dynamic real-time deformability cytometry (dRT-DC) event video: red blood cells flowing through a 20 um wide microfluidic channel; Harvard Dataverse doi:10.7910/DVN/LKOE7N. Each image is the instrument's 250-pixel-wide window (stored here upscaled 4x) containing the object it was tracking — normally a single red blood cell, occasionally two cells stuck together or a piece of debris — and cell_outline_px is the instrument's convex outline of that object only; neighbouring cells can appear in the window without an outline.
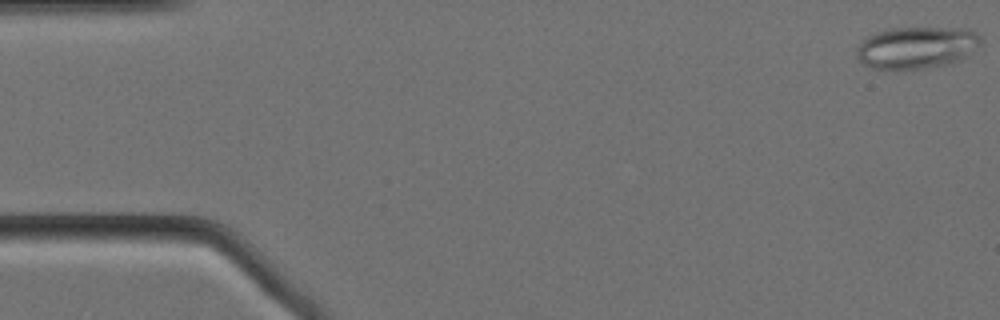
{"species": "Egyptian fruit bat (a non-hibernating species)", "species_latin": "Rousettus aegyptiacus", "temperature_condition": "cold", "stored_images_in_passage": 32, "camera_frame_rate_fps": 3000, "um_per_image_px": 0.085, "animal": {"sex": "female"}, "frame": {"image": 1, "passage_image": 1, "time_ms": 0.0, "image_size_px": [1000, 320], "cell_outline_px": [[984, 40], [968, 56], [952, 64], [924, 68], [872, 68], [864, 64], [856, 56], [856, 52], [860, 44], [868, 36], [876, 32], [888, 28], [964, 28], [976, 32]], "centroid_in_image_um": [77.97, 4.03], "position_along_channel_um": 7.0, "area_um2": 30.35}}
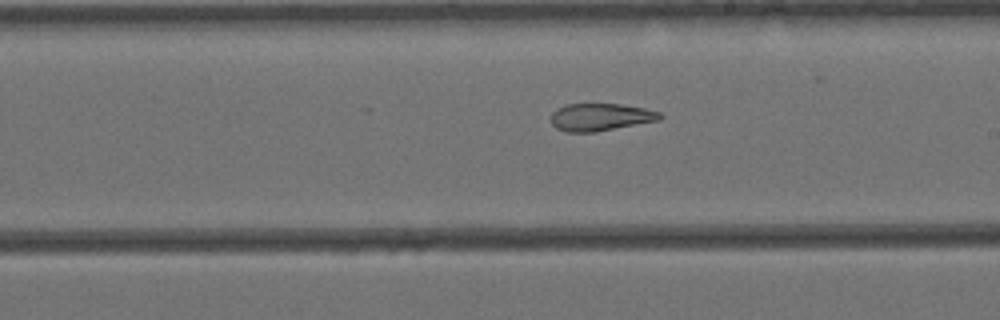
{"frame": {"image": 2, "passage_image": 32, "time_ms": 10.333, "image_size_px": [1000, 320], "cell_outline_px": [[664, 116], [660, 120], [596, 132], [564, 132], [556, 128], [552, 124], [552, 112], [556, 108], [564, 104], [620, 104], [644, 108], [660, 112]], "centroid_in_image_um": [51.04, 9.95], "position_along_channel_um": 238.0, "area_um2": 17.57}}